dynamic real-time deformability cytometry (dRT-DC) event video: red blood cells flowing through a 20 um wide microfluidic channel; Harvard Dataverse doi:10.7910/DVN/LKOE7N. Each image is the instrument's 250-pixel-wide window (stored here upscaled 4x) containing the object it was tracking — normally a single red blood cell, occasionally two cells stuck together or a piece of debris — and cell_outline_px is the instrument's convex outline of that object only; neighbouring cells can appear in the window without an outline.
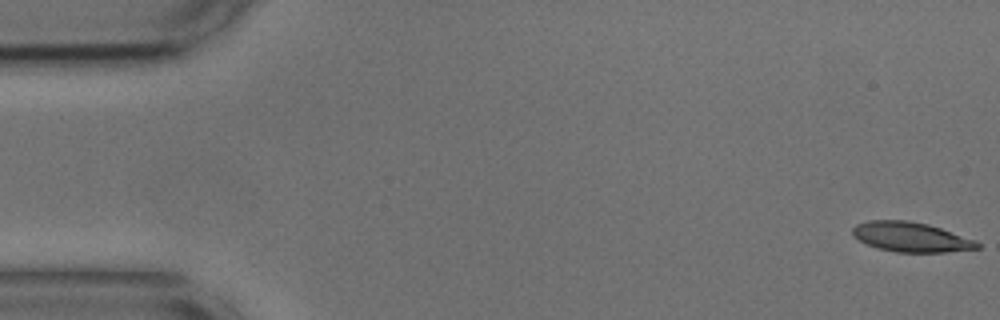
{"species": "common noctule bat (a hibernating species)", "species_latin": "Nyctalus noctula", "temperature_condition": "cold", "stored_images_in_passage": 55, "segment_of_instrument_passage": [1, 2], "camera_frame_rate_fps": 3000, "um_per_image_px": 0.085, "animal": {"sex": "male", "body_mass_g": 17.9, "forearm_length_mm": 54.2}, "frame": {"image": 1, "passage_image": 1, "time_ms": 0.0, "image_size_px": [1000, 320], "cell_outline_px": [[980, 248], [944, 252], [896, 252], [876, 248], [852, 236], [852, 228], [856, 224], [868, 220], [908, 220], [928, 224], [976, 240], [980, 244]], "centroid_in_image_um": [77.41, 20.14], "position_along_channel_um": 7.6, "area_um2": 21.62}}
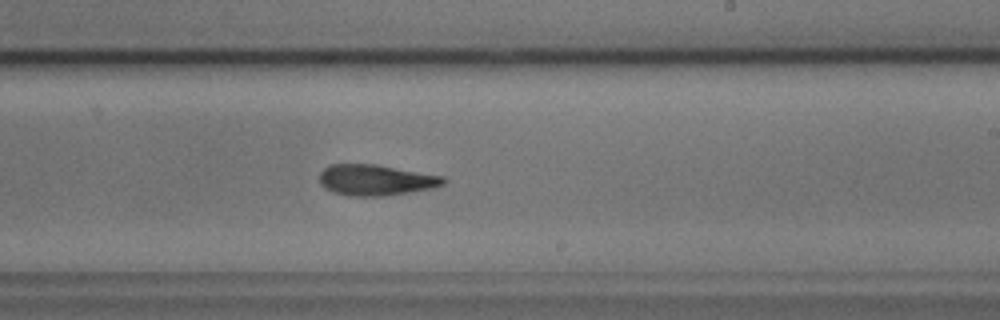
{"frame": {"image": 2, "passage_image": 32, "time_ms": 10.333, "image_size_px": [1000, 320], "cell_outline_px": [[448, 180], [444, 184], [432, 188], [384, 196], [348, 196], [332, 192], [324, 188], [320, 184], [320, 172], [328, 164], [376, 164], [444, 176]], "centroid_in_image_um": [31.92, 15.3], "position_along_channel_um": 257.1, "area_um2": 22.48}}
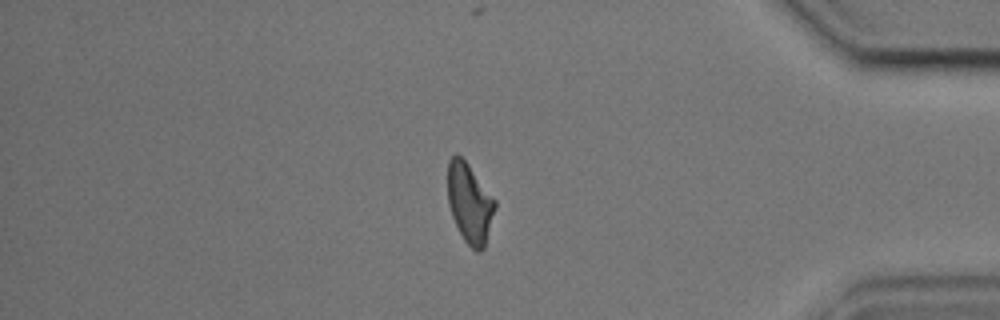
{"frame": {"image": 3, "passage_image": 46, "time_ms": 15.0, "image_size_px": [1000, 320], "cell_outline_px": [[496, 208], [484, 248], [480, 252], [476, 252], [464, 240], [452, 216], [448, 204], [448, 160], [456, 152], [468, 164], [496, 200]], "centroid_in_image_um": [39.93, 17.26], "position_along_channel_um": 395.3, "area_um2": 21.91}}